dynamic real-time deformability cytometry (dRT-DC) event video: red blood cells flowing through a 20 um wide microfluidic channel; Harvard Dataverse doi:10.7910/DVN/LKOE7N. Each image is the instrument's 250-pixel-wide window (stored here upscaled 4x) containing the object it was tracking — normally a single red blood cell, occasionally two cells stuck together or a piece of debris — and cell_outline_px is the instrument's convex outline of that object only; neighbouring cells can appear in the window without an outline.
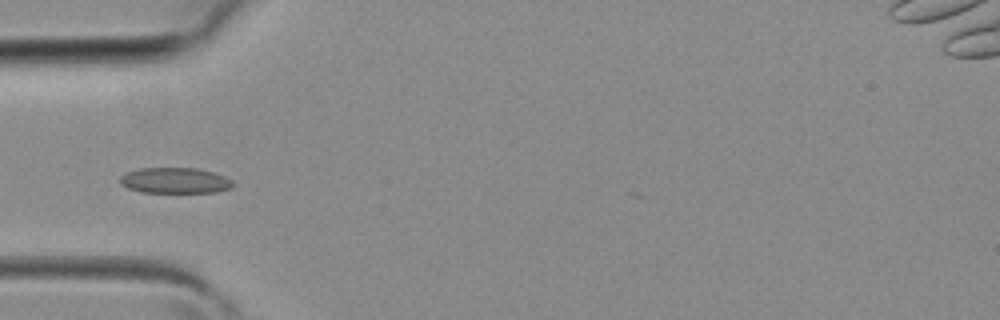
{"species": "common noctule bat (a hibernating species)", "species_latin": "Nyctalus noctula", "temperature_condition": "room temperature", "stored_images_in_passage": 36, "camera_frame_rate_fps": 3000, "um_per_image_px": 0.085, "animal": {"sex": "female", "body_mass_g": 19.3, "forearm_length_mm": 54.1}, "frame": {"image": 1, "passage_image": 12, "time_ms": 3.667, "image_size_px": [1000, 320], "cell_outline_px": [[236, 184], [232, 188], [216, 192], [140, 192], [128, 188], [120, 184], [120, 176], [128, 172], [140, 168], [200, 168], [216, 172], [232, 180]], "centroid_in_image_um": [14.92, 15.34], "position_along_channel_um": 70.1, "area_um2": 17.11}}
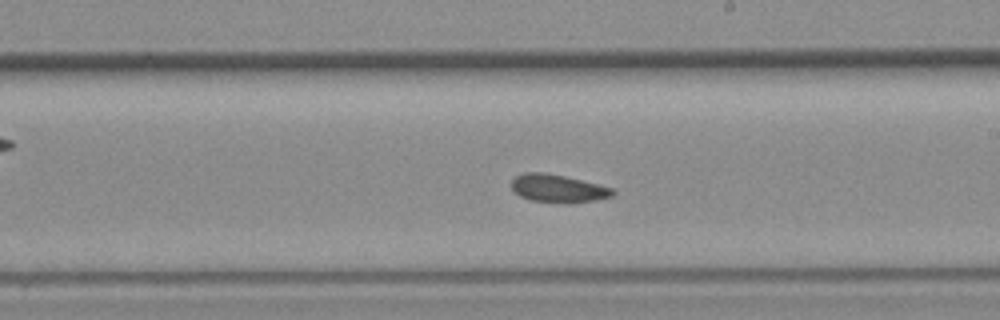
{"frame": {"image": 2, "passage_image": 22, "time_ms": 7.0, "image_size_px": [1000, 320], "cell_outline_px": [[616, 192], [612, 196], [596, 200], [572, 204], [532, 200], [520, 196], [512, 188], [512, 180], [516, 176], [524, 172], [544, 172], [564, 176], [600, 184], [612, 188]], "centroid_in_image_um": [47.47, 16.02], "position_along_channel_um": 241.5, "area_um2": 16.53}}
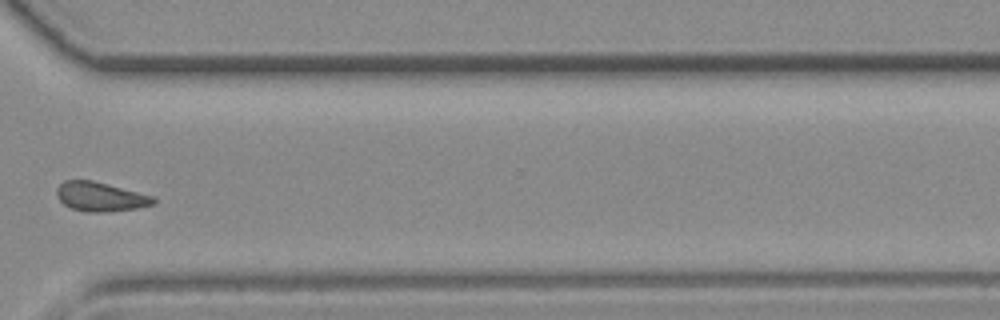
{"frame": {"image": 3, "passage_image": 29, "time_ms": 9.333, "image_size_px": [1000, 320], "cell_outline_px": [[156, 204], [136, 208], [104, 212], [88, 212], [72, 208], [64, 204], [56, 196], [56, 188], [64, 180], [92, 180], [156, 196]], "centroid_in_image_um": [8.56, 16.71], "position_along_channel_um": 362.0, "area_um2": 16.59}}